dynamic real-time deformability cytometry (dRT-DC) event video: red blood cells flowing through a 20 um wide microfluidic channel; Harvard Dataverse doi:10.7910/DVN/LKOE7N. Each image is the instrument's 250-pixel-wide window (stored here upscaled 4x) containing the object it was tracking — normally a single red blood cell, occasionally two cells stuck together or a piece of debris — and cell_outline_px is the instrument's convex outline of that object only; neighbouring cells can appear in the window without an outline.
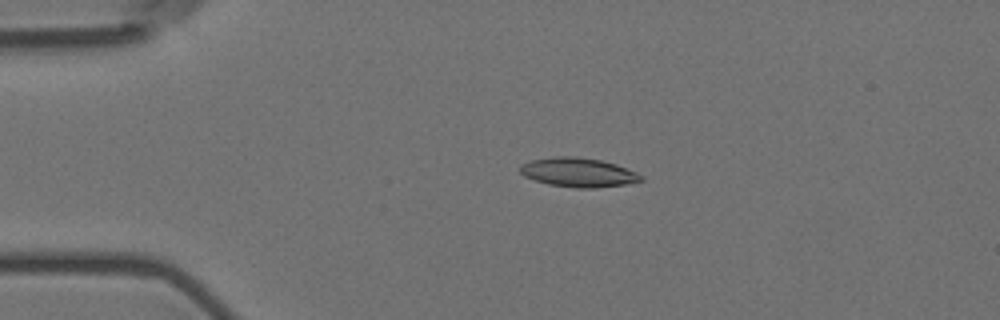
{"species": "Egyptian fruit bat (a non-hibernating species)", "species_latin": "Rousettus aegyptiacus", "temperature_condition": "room temperature", "stored_images_in_passage": 56, "camera_frame_rate_fps": 3000, "um_per_image_px": 0.085, "animal": {"sex": "female"}, "frame": {"image": 1, "passage_image": 12, "time_ms": 3.667, "image_size_px": [1000, 320], "cell_outline_px": [[644, 180], [624, 184], [596, 188], [576, 188], [548, 184], [524, 176], [520, 172], [520, 164], [532, 160], [556, 156], [576, 156], [600, 160], [616, 164], [636, 172], [644, 176]], "centroid_in_image_um": [49.16, 14.65], "position_along_channel_um": 35.8, "area_um2": 20.52}}
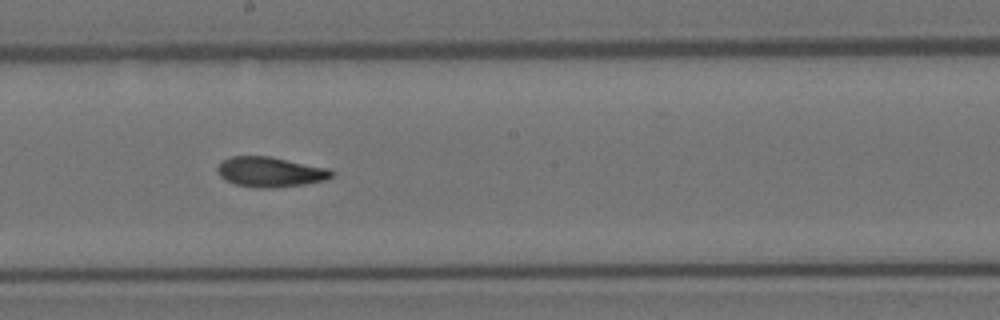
{"frame": {"image": 2, "passage_image": 31, "time_ms": 10.0, "image_size_px": [1000, 320], "cell_outline_px": [[336, 172], [332, 176], [324, 180], [304, 184], [276, 188], [260, 188], [236, 184], [224, 180], [220, 176], [216, 168], [224, 160], [232, 156], [268, 156], [332, 168]], "centroid_in_image_um": [23.02, 14.61], "position_along_channel_um": 225.2, "area_um2": 20.11}}
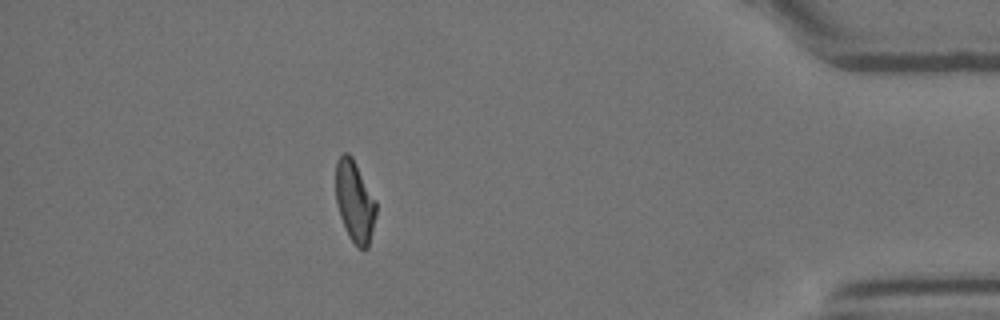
{"frame": {"image": 3, "passage_image": 50, "time_ms": 16.333, "image_size_px": [1000, 320], "cell_outline_px": [[376, 216], [368, 248], [364, 252], [356, 248], [348, 236], [340, 216], [336, 204], [336, 160], [344, 152], [348, 152], [352, 156], [376, 200]], "centroid_in_image_um": [30.15, 17.17], "position_along_channel_um": 405.0, "area_um2": 19.48}, "authors_computed_cell_mechanics": {"area_um2": 19.8543, "velocity_mm_per_s": 3.5888, "shape_relaxation_time_tau1_ms": null, "shape_relaxation_time_tau2_ms": 4.3408, "deformation_change_tau1": null, "deformation_change_tau2": 0.1013}}